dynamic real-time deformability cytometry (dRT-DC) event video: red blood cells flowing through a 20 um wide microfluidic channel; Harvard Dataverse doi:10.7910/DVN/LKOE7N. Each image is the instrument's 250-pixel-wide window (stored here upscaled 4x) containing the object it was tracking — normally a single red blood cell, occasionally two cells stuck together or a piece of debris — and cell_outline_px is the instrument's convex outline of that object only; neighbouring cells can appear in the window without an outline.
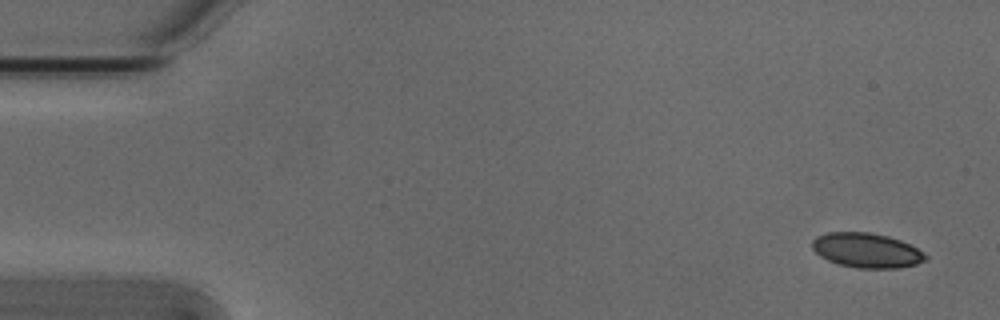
{"species": "Egyptian fruit bat (a non-hibernating species)", "species_latin": "Rousettus aegyptiacus", "temperature_condition": "cold", "stored_images_in_passage": 5, "camera_frame_rate_fps": 3000, "um_per_image_px": 0.085, "animal": {"sex": "male"}, "frame": {"image": 1, "passage_image": 1, "time_ms": 0.0, "image_size_px": [1000, 320], "cell_outline_px": [[928, 260], [916, 264], [896, 268], [856, 268], [836, 264], [820, 256], [812, 248], [812, 240], [816, 236], [828, 232], [868, 232], [888, 236], [900, 240], [916, 248], [928, 256]], "centroid_in_image_um": [73.64, 21.28], "position_along_channel_um": 11.4, "area_um2": 22.95}}
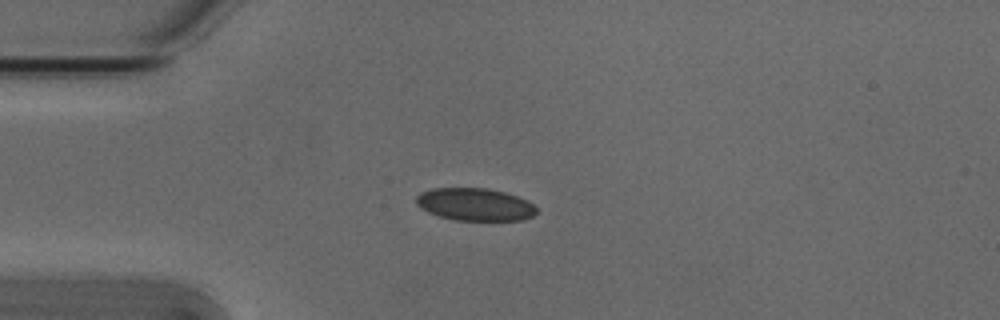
{"frame": {"image": 2, "passage_image": 4, "time_ms": 1.0, "image_size_px": [1000, 320], "cell_outline_px": [[536, 212], [532, 216], [524, 220], [452, 220], [428, 212], [420, 208], [416, 204], [416, 196], [420, 192], [432, 188], [488, 188], [504, 192], [528, 200], [536, 208]], "centroid_in_image_um": [40.34, 17.37], "position_along_channel_um": 44.7, "area_um2": 22.89}}
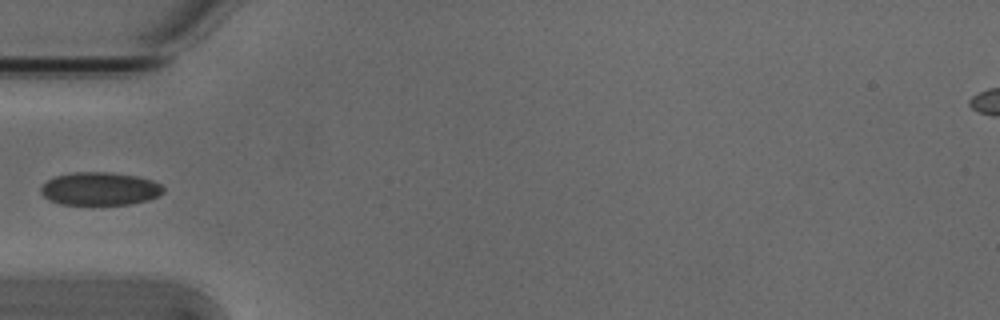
{"frame": {"image": 3, "passage_image": 5, "time_ms": 1.333, "image_size_px": [1000, 320], "cell_outline_px": [[164, 192], [160, 196], [148, 200], [128, 204], [100, 208], [60, 204], [48, 200], [40, 192], [40, 188], [48, 180], [56, 176], [72, 172], [108, 172], [136, 176], [152, 180], [160, 184], [164, 188]], "centroid_in_image_um": [8.48, 16.1], "position_along_channel_um": 76.5, "area_um2": 24.57}}